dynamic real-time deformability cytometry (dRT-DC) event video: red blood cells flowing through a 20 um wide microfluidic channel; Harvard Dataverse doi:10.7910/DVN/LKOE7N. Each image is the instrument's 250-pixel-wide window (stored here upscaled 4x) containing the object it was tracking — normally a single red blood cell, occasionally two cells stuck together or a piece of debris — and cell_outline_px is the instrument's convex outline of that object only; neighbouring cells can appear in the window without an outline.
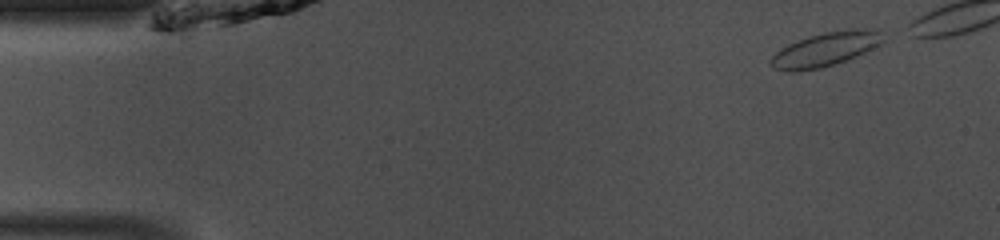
{"species": "common noctule bat (a hibernating species)", "species_latin": "Nyctalus noctula", "temperature_condition": "room temperature", "stored_images_in_passage": 37, "camera_frame_rate_fps": 3000, "um_per_image_px": 0.085, "animal": {"sex": "male", "body_mass_g": 13.0, "forearm_length_mm": 53.1}, "frame": {"image": 1, "passage_image": 1, "time_ms": 0.0, "image_size_px": [1000, 240], "cell_outline_px": [[884, 44], [856, 56], [820, 68], [796, 72], [788, 72], [772, 68], [768, 64], [768, 60], [780, 48], [788, 44], [808, 36], [824, 32], [848, 28], [876, 28], [880, 32], [884, 40]], "centroid_in_image_um": [70.16, 4.18], "position_along_channel_um": 14.8, "area_um2": 22.72}}
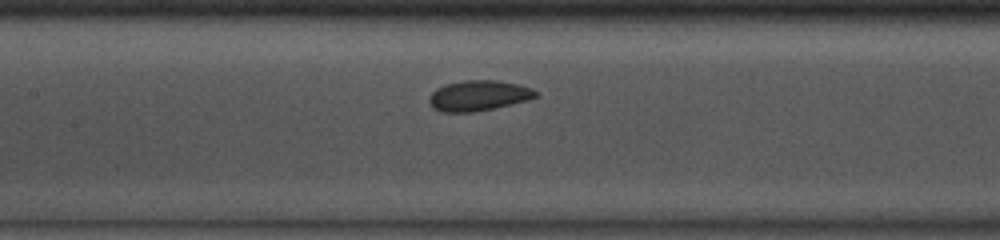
{"frame": {"image": 2, "passage_image": 19, "time_ms": 6.0, "image_size_px": [1000, 240], "cell_outline_px": [[540, 96], [528, 100], [492, 108], [472, 112], [440, 112], [432, 108], [428, 100], [432, 92], [436, 88], [448, 84], [464, 80], [492, 80], [516, 84], [532, 88], [540, 92]], "centroid_in_image_um": [40.68, 8.13], "position_along_channel_um": 166.7, "area_um2": 18.84}}
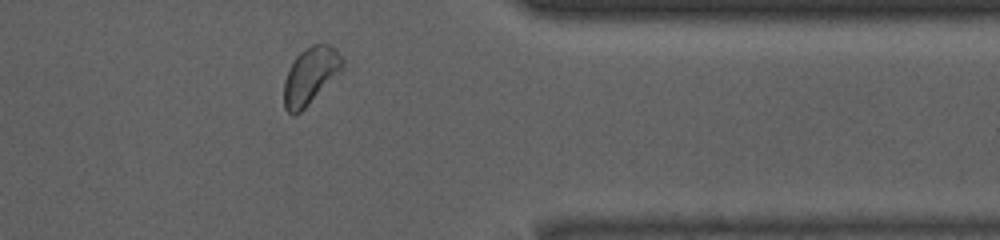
{"frame": {"image": 3, "passage_image": 36, "time_ms": 11.667, "image_size_px": [1000, 240], "cell_outline_px": [[344, 72], [300, 112], [292, 116], [284, 108], [284, 80], [296, 56], [300, 52], [312, 44], [328, 44], [336, 48], [344, 60]], "centroid_in_image_um": [26.45, 6.44], "position_along_channel_um": 385.0, "area_um2": 19.83}}